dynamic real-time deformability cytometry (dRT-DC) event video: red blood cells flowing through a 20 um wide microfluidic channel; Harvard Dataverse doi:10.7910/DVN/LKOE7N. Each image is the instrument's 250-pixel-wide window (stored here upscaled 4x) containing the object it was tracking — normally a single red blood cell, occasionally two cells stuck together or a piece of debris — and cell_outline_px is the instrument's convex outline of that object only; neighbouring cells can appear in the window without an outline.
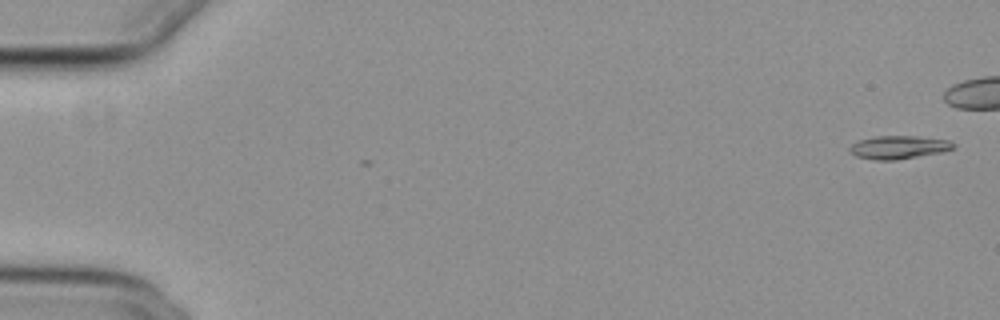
{"species": "common noctule bat (a hibernating species)", "species_latin": "Nyctalus noctula", "temperature_condition": "cold", "stored_images_in_passage": 11, "camera_frame_rate_fps": 3000, "um_per_image_px": 0.085, "animal": {"sex": "female", "body_mass_g": 29.2, "forearm_length_mm": 56.3}, "frame": {"image": 1, "passage_image": 2, "time_ms": 0.333, "image_size_px": [1000, 320], "cell_outline_px": [[956, 144], [952, 148], [944, 152], [896, 160], [876, 160], [856, 156], [848, 152], [848, 148], [856, 140], [876, 136], [920, 136], [948, 140]], "centroid_in_image_um": [76.36, 12.51], "position_along_channel_um": 8.6, "area_um2": 14.22}}